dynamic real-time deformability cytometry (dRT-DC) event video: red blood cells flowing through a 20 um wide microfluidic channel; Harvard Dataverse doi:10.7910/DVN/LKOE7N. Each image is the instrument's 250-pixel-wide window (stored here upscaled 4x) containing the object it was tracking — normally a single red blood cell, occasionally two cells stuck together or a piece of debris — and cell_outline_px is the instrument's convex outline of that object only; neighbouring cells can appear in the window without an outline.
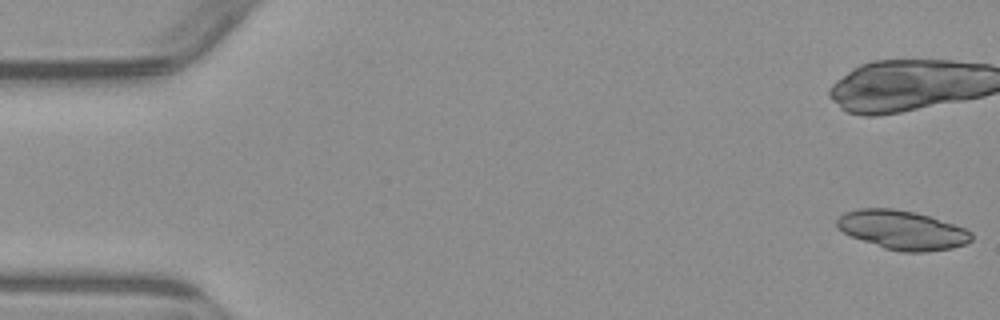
{"species": "common noctule bat (a hibernating species)", "species_latin": "Nyctalus noctula", "temperature_condition": "warm", "stored_images_in_passage": 5, "camera_frame_rate_fps": 3000, "um_per_image_px": 0.085, "animal": {"sex": "male", "body_mass_g": 23.1, "forearm_length_mm": 52.7}, "frame": {"image": 1, "passage_image": 1, "time_ms": 0.0, "image_size_px": [1000, 320], "cell_outline_px": [[972, 240], [964, 244], [952, 248], [924, 252], [900, 252], [884, 248], [852, 236], [836, 228], [836, 220], [844, 212], [856, 208], [892, 208], [932, 216], [964, 228], [972, 232]], "centroid_in_image_um": [76.68, 19.54], "position_along_channel_um": 8.3, "area_um2": 30.58}}